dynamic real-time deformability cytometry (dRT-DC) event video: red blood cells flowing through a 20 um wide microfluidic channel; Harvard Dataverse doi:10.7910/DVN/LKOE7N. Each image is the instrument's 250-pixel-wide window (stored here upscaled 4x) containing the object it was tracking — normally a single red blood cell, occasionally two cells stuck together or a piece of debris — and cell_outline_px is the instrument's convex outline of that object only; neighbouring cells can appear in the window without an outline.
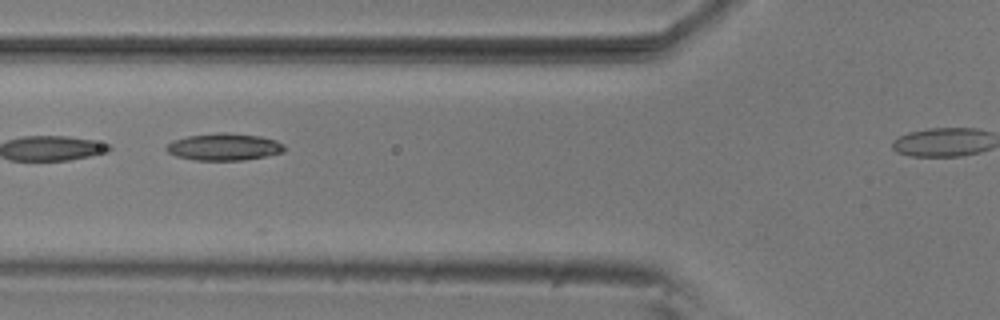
{"species": "common noctule bat (a hibernating species)", "species_latin": "Nyctalus noctula", "temperature_condition": "room temperature", "stored_images_in_passage": 7, "camera_frame_rate_fps": 3000, "um_per_image_px": 0.085, "animal": {"sex": "male", "body_mass_g": 20.5, "forearm_length_mm": 52.5}, "frame": {"image": 1, "passage_image": 4, "time_ms": 1.0, "image_size_px": [1000, 320], "cell_outline_px": [[284, 152], [244, 160], [196, 160], [176, 156], [168, 152], [164, 148], [172, 140], [188, 136], [220, 132], [228, 132], [260, 136], [276, 140], [284, 144]], "centroid_in_image_um": [19.04, 12.48], "position_along_channel_um": 106.8, "area_um2": 18.61}}